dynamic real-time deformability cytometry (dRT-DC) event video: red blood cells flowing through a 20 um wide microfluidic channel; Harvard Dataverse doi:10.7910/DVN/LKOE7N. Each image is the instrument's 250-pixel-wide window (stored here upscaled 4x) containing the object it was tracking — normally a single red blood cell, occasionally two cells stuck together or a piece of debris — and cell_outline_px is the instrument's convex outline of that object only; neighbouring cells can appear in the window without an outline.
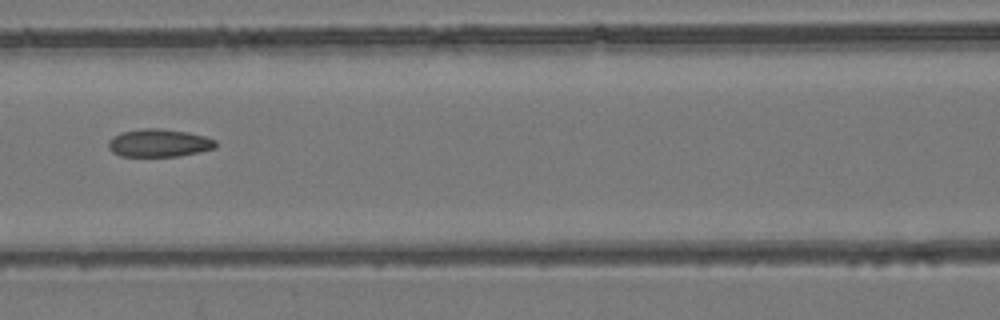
{"species": "common noctule bat (a hibernating species)", "species_latin": "Nyctalus noctula", "temperature_condition": "room temperature", "stored_images_in_passage": 8, "camera_frame_rate_fps": 3000, "um_per_image_px": 0.085, "animal": {"sex": "female", "body_mass_g": 24.6, "forearm_length_mm": 56.2}, "frame": {"image": 1, "passage_image": 7, "time_ms": 2.0, "image_size_px": [1000, 320], "cell_outline_px": [[216, 148], [200, 152], [180, 156], [120, 156], [112, 152], [108, 148], [108, 140], [112, 136], [120, 132], [140, 128], [160, 128], [188, 132], [204, 136], [216, 140]], "centroid_in_image_um": [13.49, 12.15], "position_along_channel_um": 153.1, "area_um2": 17.69}}
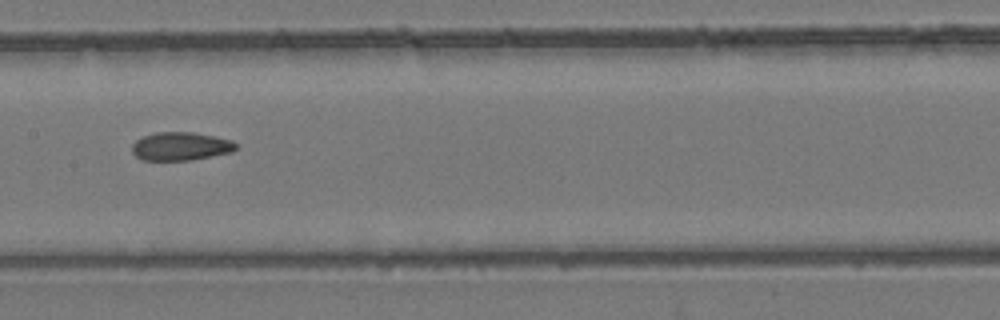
{"frame": {"image": 2, "passage_image": 8, "time_ms": 2.333, "image_size_px": [1000, 320], "cell_outline_px": [[236, 148], [232, 152], [192, 160], [140, 160], [132, 152], [132, 144], [136, 140], [144, 136], [156, 132], [192, 132], [232, 140], [236, 144]], "centroid_in_image_um": [15.33, 12.44], "position_along_channel_um": 192.1, "area_um2": 17.11}}